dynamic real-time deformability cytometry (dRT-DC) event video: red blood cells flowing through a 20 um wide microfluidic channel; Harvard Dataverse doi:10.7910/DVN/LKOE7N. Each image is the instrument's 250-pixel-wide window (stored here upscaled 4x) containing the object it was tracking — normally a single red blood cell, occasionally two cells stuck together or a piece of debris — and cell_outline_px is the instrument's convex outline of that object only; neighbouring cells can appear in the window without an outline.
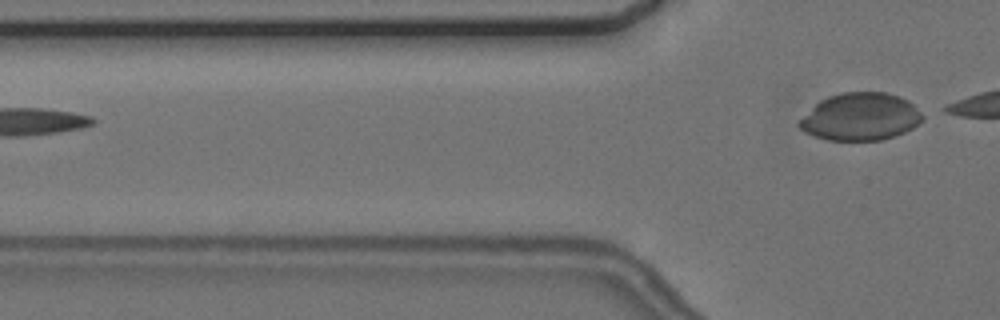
{"species": "common noctule bat (a hibernating species)", "species_latin": "Nyctalus noctula", "temperature_condition": "cold", "stored_images_in_passage": 6, "camera_frame_rate_fps": 3000, "um_per_image_px": 0.085, "animal": {"sex": "female", "body_mass_g": 24.6, "forearm_length_mm": 56.2}, "frame": {"image": 1, "passage_image": 6, "time_ms": 6.0, "image_size_px": [1000, 320], "cell_outline_px": [[924, 120], [912, 128], [896, 136], [880, 140], [828, 140], [804, 132], [796, 124], [820, 100], [828, 96], [840, 92], [884, 92], [900, 96], [908, 100], [924, 112]], "centroid_in_image_um": [73.19, 9.92], "position_along_channel_um": 52.6, "area_um2": 34.28}}